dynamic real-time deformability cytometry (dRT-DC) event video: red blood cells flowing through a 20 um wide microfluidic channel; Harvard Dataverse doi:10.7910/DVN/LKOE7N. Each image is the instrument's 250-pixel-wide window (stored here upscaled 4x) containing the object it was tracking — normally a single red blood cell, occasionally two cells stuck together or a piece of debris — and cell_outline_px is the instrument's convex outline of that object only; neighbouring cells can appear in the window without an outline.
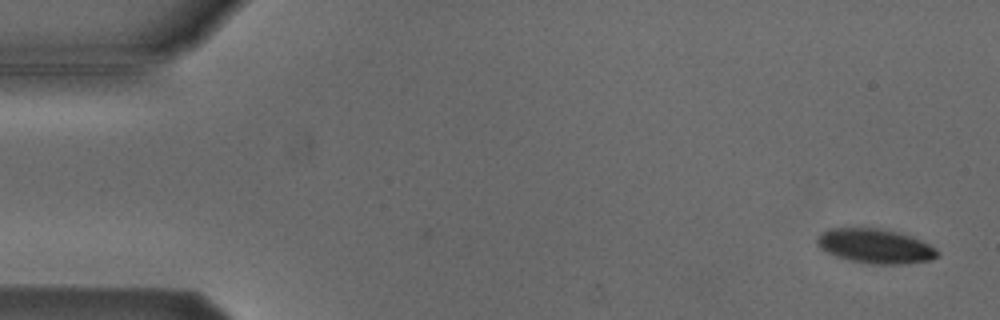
{"species": "Egyptian fruit bat (a non-hibernating species)", "species_latin": "Rousettus aegyptiacus", "temperature_condition": "cold", "stored_images_in_passage": 2, "camera_frame_rate_fps": 3000, "um_per_image_px": 0.085, "animal": {"sex": "male"}, "frame": {"image": 1, "passage_image": 2, "time_ms": 0.333, "image_size_px": [1000, 320], "cell_outline_px": [[940, 256], [932, 260], [904, 264], [872, 264], [848, 260], [836, 256], [820, 248], [816, 244], [816, 240], [820, 232], [832, 228], [880, 228], [912, 236], [936, 248], [940, 252]], "centroid_in_image_um": [74.41, 20.92], "position_along_channel_um": 10.6, "area_um2": 24.33}}